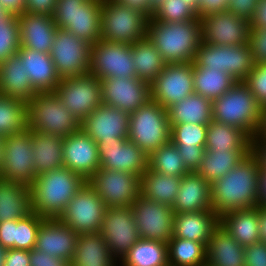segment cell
<instances>
[{"label": "cell", "mask_w": 266, "mask_h": 266, "mask_svg": "<svg viewBox=\"0 0 266 266\" xmlns=\"http://www.w3.org/2000/svg\"><path fill=\"white\" fill-rule=\"evenodd\" d=\"M260 166L250 152L228 174L211 184L212 210L218 217L258 206Z\"/></svg>", "instance_id": "6da1fadb"}, {"label": "cell", "mask_w": 266, "mask_h": 266, "mask_svg": "<svg viewBox=\"0 0 266 266\" xmlns=\"http://www.w3.org/2000/svg\"><path fill=\"white\" fill-rule=\"evenodd\" d=\"M87 181L66 167L39 174L30 185L31 211L43 218H59Z\"/></svg>", "instance_id": "7a4b0ae2"}, {"label": "cell", "mask_w": 266, "mask_h": 266, "mask_svg": "<svg viewBox=\"0 0 266 266\" xmlns=\"http://www.w3.org/2000/svg\"><path fill=\"white\" fill-rule=\"evenodd\" d=\"M147 37L166 64L194 62L202 42L201 19L188 22H162L149 19Z\"/></svg>", "instance_id": "3957f363"}, {"label": "cell", "mask_w": 266, "mask_h": 266, "mask_svg": "<svg viewBox=\"0 0 266 266\" xmlns=\"http://www.w3.org/2000/svg\"><path fill=\"white\" fill-rule=\"evenodd\" d=\"M212 119L240 128L251 138L255 136L261 119V105L243 81L212 101Z\"/></svg>", "instance_id": "277c9868"}, {"label": "cell", "mask_w": 266, "mask_h": 266, "mask_svg": "<svg viewBox=\"0 0 266 266\" xmlns=\"http://www.w3.org/2000/svg\"><path fill=\"white\" fill-rule=\"evenodd\" d=\"M27 129L65 138L81 129V123L54 92H45L27 102Z\"/></svg>", "instance_id": "5b68a950"}, {"label": "cell", "mask_w": 266, "mask_h": 266, "mask_svg": "<svg viewBox=\"0 0 266 266\" xmlns=\"http://www.w3.org/2000/svg\"><path fill=\"white\" fill-rule=\"evenodd\" d=\"M102 0H57L52 14L57 28L89 44L101 39Z\"/></svg>", "instance_id": "8992f818"}, {"label": "cell", "mask_w": 266, "mask_h": 266, "mask_svg": "<svg viewBox=\"0 0 266 266\" xmlns=\"http://www.w3.org/2000/svg\"><path fill=\"white\" fill-rule=\"evenodd\" d=\"M128 139L148 156L170 142L171 126L167 109L154 100L129 114Z\"/></svg>", "instance_id": "52a82bcc"}, {"label": "cell", "mask_w": 266, "mask_h": 266, "mask_svg": "<svg viewBox=\"0 0 266 266\" xmlns=\"http://www.w3.org/2000/svg\"><path fill=\"white\" fill-rule=\"evenodd\" d=\"M149 18L112 0H102L101 39L132 45L147 37Z\"/></svg>", "instance_id": "ba28073f"}, {"label": "cell", "mask_w": 266, "mask_h": 266, "mask_svg": "<svg viewBox=\"0 0 266 266\" xmlns=\"http://www.w3.org/2000/svg\"><path fill=\"white\" fill-rule=\"evenodd\" d=\"M193 64L198 68L222 71L236 81H244L255 62L249 44L222 46L201 42Z\"/></svg>", "instance_id": "9c48e42d"}, {"label": "cell", "mask_w": 266, "mask_h": 266, "mask_svg": "<svg viewBox=\"0 0 266 266\" xmlns=\"http://www.w3.org/2000/svg\"><path fill=\"white\" fill-rule=\"evenodd\" d=\"M107 209L96 191L86 182L68 202L59 220L78 235L98 233Z\"/></svg>", "instance_id": "30bf717a"}, {"label": "cell", "mask_w": 266, "mask_h": 266, "mask_svg": "<svg viewBox=\"0 0 266 266\" xmlns=\"http://www.w3.org/2000/svg\"><path fill=\"white\" fill-rule=\"evenodd\" d=\"M54 93L80 123L102 104L100 79L89 73L62 78Z\"/></svg>", "instance_id": "8fae6325"}, {"label": "cell", "mask_w": 266, "mask_h": 266, "mask_svg": "<svg viewBox=\"0 0 266 266\" xmlns=\"http://www.w3.org/2000/svg\"><path fill=\"white\" fill-rule=\"evenodd\" d=\"M91 46L65 29H56L50 56L60 79L88 74Z\"/></svg>", "instance_id": "7c38bea8"}, {"label": "cell", "mask_w": 266, "mask_h": 266, "mask_svg": "<svg viewBox=\"0 0 266 266\" xmlns=\"http://www.w3.org/2000/svg\"><path fill=\"white\" fill-rule=\"evenodd\" d=\"M87 183L106 207H131L140 196V176L134 173L100 168Z\"/></svg>", "instance_id": "4fadbf2b"}, {"label": "cell", "mask_w": 266, "mask_h": 266, "mask_svg": "<svg viewBox=\"0 0 266 266\" xmlns=\"http://www.w3.org/2000/svg\"><path fill=\"white\" fill-rule=\"evenodd\" d=\"M31 130L4 137L0 179L31 185L38 176L32 161Z\"/></svg>", "instance_id": "5bb4252c"}, {"label": "cell", "mask_w": 266, "mask_h": 266, "mask_svg": "<svg viewBox=\"0 0 266 266\" xmlns=\"http://www.w3.org/2000/svg\"><path fill=\"white\" fill-rule=\"evenodd\" d=\"M89 74L100 80L109 77L134 78L136 72L132 63L131 45L100 39L91 46Z\"/></svg>", "instance_id": "9a60e30c"}, {"label": "cell", "mask_w": 266, "mask_h": 266, "mask_svg": "<svg viewBox=\"0 0 266 266\" xmlns=\"http://www.w3.org/2000/svg\"><path fill=\"white\" fill-rule=\"evenodd\" d=\"M131 209L140 238L168 243L173 236L172 207L140 195Z\"/></svg>", "instance_id": "2e32d148"}, {"label": "cell", "mask_w": 266, "mask_h": 266, "mask_svg": "<svg viewBox=\"0 0 266 266\" xmlns=\"http://www.w3.org/2000/svg\"><path fill=\"white\" fill-rule=\"evenodd\" d=\"M193 62L166 64L150 84L151 99L167 109L194 93Z\"/></svg>", "instance_id": "e0dca14e"}, {"label": "cell", "mask_w": 266, "mask_h": 266, "mask_svg": "<svg viewBox=\"0 0 266 266\" xmlns=\"http://www.w3.org/2000/svg\"><path fill=\"white\" fill-rule=\"evenodd\" d=\"M99 233L118 262L140 239L131 207H108Z\"/></svg>", "instance_id": "ac0fdd59"}, {"label": "cell", "mask_w": 266, "mask_h": 266, "mask_svg": "<svg viewBox=\"0 0 266 266\" xmlns=\"http://www.w3.org/2000/svg\"><path fill=\"white\" fill-rule=\"evenodd\" d=\"M202 42L212 45L248 44L250 21L229 11L201 17Z\"/></svg>", "instance_id": "d6986e66"}, {"label": "cell", "mask_w": 266, "mask_h": 266, "mask_svg": "<svg viewBox=\"0 0 266 266\" xmlns=\"http://www.w3.org/2000/svg\"><path fill=\"white\" fill-rule=\"evenodd\" d=\"M102 103L132 113L151 100L150 85L139 78L100 80Z\"/></svg>", "instance_id": "ffe728a7"}, {"label": "cell", "mask_w": 266, "mask_h": 266, "mask_svg": "<svg viewBox=\"0 0 266 266\" xmlns=\"http://www.w3.org/2000/svg\"><path fill=\"white\" fill-rule=\"evenodd\" d=\"M100 168L134 173L139 176L148 168L149 156L129 139L97 143Z\"/></svg>", "instance_id": "44dd1931"}, {"label": "cell", "mask_w": 266, "mask_h": 266, "mask_svg": "<svg viewBox=\"0 0 266 266\" xmlns=\"http://www.w3.org/2000/svg\"><path fill=\"white\" fill-rule=\"evenodd\" d=\"M129 123V113L102 103L81 122V129L97 144L128 139Z\"/></svg>", "instance_id": "7402d4cb"}, {"label": "cell", "mask_w": 266, "mask_h": 266, "mask_svg": "<svg viewBox=\"0 0 266 266\" xmlns=\"http://www.w3.org/2000/svg\"><path fill=\"white\" fill-rule=\"evenodd\" d=\"M63 164L86 181L100 169L97 144L82 129L64 138Z\"/></svg>", "instance_id": "603a6c76"}, {"label": "cell", "mask_w": 266, "mask_h": 266, "mask_svg": "<svg viewBox=\"0 0 266 266\" xmlns=\"http://www.w3.org/2000/svg\"><path fill=\"white\" fill-rule=\"evenodd\" d=\"M78 234L58 218H45L39 227L35 248L71 263L75 255Z\"/></svg>", "instance_id": "cb8c5ba5"}, {"label": "cell", "mask_w": 266, "mask_h": 266, "mask_svg": "<svg viewBox=\"0 0 266 266\" xmlns=\"http://www.w3.org/2000/svg\"><path fill=\"white\" fill-rule=\"evenodd\" d=\"M17 18L20 25V48L50 54L57 29L53 17L23 12Z\"/></svg>", "instance_id": "d4e9b609"}, {"label": "cell", "mask_w": 266, "mask_h": 266, "mask_svg": "<svg viewBox=\"0 0 266 266\" xmlns=\"http://www.w3.org/2000/svg\"><path fill=\"white\" fill-rule=\"evenodd\" d=\"M17 54L20 56V63H24L26 76L30 78L34 91L54 92L61 79L50 54L28 48H20Z\"/></svg>", "instance_id": "484cf974"}, {"label": "cell", "mask_w": 266, "mask_h": 266, "mask_svg": "<svg viewBox=\"0 0 266 266\" xmlns=\"http://www.w3.org/2000/svg\"><path fill=\"white\" fill-rule=\"evenodd\" d=\"M218 225L219 217L213 210L174 213L172 237L200 242L207 247Z\"/></svg>", "instance_id": "4316f807"}, {"label": "cell", "mask_w": 266, "mask_h": 266, "mask_svg": "<svg viewBox=\"0 0 266 266\" xmlns=\"http://www.w3.org/2000/svg\"><path fill=\"white\" fill-rule=\"evenodd\" d=\"M172 209L174 213L212 210L211 185L197 172L187 173L181 177Z\"/></svg>", "instance_id": "83f0119b"}, {"label": "cell", "mask_w": 266, "mask_h": 266, "mask_svg": "<svg viewBox=\"0 0 266 266\" xmlns=\"http://www.w3.org/2000/svg\"><path fill=\"white\" fill-rule=\"evenodd\" d=\"M219 225L243 247L260 242L259 206L228 212Z\"/></svg>", "instance_id": "f1b7e54d"}, {"label": "cell", "mask_w": 266, "mask_h": 266, "mask_svg": "<svg viewBox=\"0 0 266 266\" xmlns=\"http://www.w3.org/2000/svg\"><path fill=\"white\" fill-rule=\"evenodd\" d=\"M206 266H245L244 247L220 225L211 233Z\"/></svg>", "instance_id": "f546056e"}, {"label": "cell", "mask_w": 266, "mask_h": 266, "mask_svg": "<svg viewBox=\"0 0 266 266\" xmlns=\"http://www.w3.org/2000/svg\"><path fill=\"white\" fill-rule=\"evenodd\" d=\"M36 94L18 54L0 63V95L28 102Z\"/></svg>", "instance_id": "4dcf8cb0"}, {"label": "cell", "mask_w": 266, "mask_h": 266, "mask_svg": "<svg viewBox=\"0 0 266 266\" xmlns=\"http://www.w3.org/2000/svg\"><path fill=\"white\" fill-rule=\"evenodd\" d=\"M118 264L99 232L78 235L70 266H119Z\"/></svg>", "instance_id": "1f68e13d"}, {"label": "cell", "mask_w": 266, "mask_h": 266, "mask_svg": "<svg viewBox=\"0 0 266 266\" xmlns=\"http://www.w3.org/2000/svg\"><path fill=\"white\" fill-rule=\"evenodd\" d=\"M32 161L37 175L63 167V141L61 136L31 130Z\"/></svg>", "instance_id": "d6a6232c"}, {"label": "cell", "mask_w": 266, "mask_h": 266, "mask_svg": "<svg viewBox=\"0 0 266 266\" xmlns=\"http://www.w3.org/2000/svg\"><path fill=\"white\" fill-rule=\"evenodd\" d=\"M31 212L30 186L0 179V222L23 219Z\"/></svg>", "instance_id": "836d02e7"}, {"label": "cell", "mask_w": 266, "mask_h": 266, "mask_svg": "<svg viewBox=\"0 0 266 266\" xmlns=\"http://www.w3.org/2000/svg\"><path fill=\"white\" fill-rule=\"evenodd\" d=\"M212 101L193 93L167 108L170 126L176 124L208 125L212 119Z\"/></svg>", "instance_id": "e575fe53"}, {"label": "cell", "mask_w": 266, "mask_h": 266, "mask_svg": "<svg viewBox=\"0 0 266 266\" xmlns=\"http://www.w3.org/2000/svg\"><path fill=\"white\" fill-rule=\"evenodd\" d=\"M207 151H251V137L240 128L212 120L207 125Z\"/></svg>", "instance_id": "d590c367"}, {"label": "cell", "mask_w": 266, "mask_h": 266, "mask_svg": "<svg viewBox=\"0 0 266 266\" xmlns=\"http://www.w3.org/2000/svg\"><path fill=\"white\" fill-rule=\"evenodd\" d=\"M131 53L136 77L149 85L166 66L162 55L148 37L133 43Z\"/></svg>", "instance_id": "8d00e7d4"}, {"label": "cell", "mask_w": 266, "mask_h": 266, "mask_svg": "<svg viewBox=\"0 0 266 266\" xmlns=\"http://www.w3.org/2000/svg\"><path fill=\"white\" fill-rule=\"evenodd\" d=\"M181 177L156 173L149 168L140 176V195L172 207L179 192Z\"/></svg>", "instance_id": "74e56055"}, {"label": "cell", "mask_w": 266, "mask_h": 266, "mask_svg": "<svg viewBox=\"0 0 266 266\" xmlns=\"http://www.w3.org/2000/svg\"><path fill=\"white\" fill-rule=\"evenodd\" d=\"M119 266H169L167 243L140 238L119 261Z\"/></svg>", "instance_id": "f35d334b"}, {"label": "cell", "mask_w": 266, "mask_h": 266, "mask_svg": "<svg viewBox=\"0 0 266 266\" xmlns=\"http://www.w3.org/2000/svg\"><path fill=\"white\" fill-rule=\"evenodd\" d=\"M250 152L205 150L200 168L196 172L211 185L228 174Z\"/></svg>", "instance_id": "ab89813d"}, {"label": "cell", "mask_w": 266, "mask_h": 266, "mask_svg": "<svg viewBox=\"0 0 266 266\" xmlns=\"http://www.w3.org/2000/svg\"><path fill=\"white\" fill-rule=\"evenodd\" d=\"M193 81L194 93L211 101L229 91L237 82L231 75L225 72L198 68L194 64Z\"/></svg>", "instance_id": "60d3db41"}, {"label": "cell", "mask_w": 266, "mask_h": 266, "mask_svg": "<svg viewBox=\"0 0 266 266\" xmlns=\"http://www.w3.org/2000/svg\"><path fill=\"white\" fill-rule=\"evenodd\" d=\"M167 253L169 266H206L207 248L203 243L172 237Z\"/></svg>", "instance_id": "b9f144b4"}, {"label": "cell", "mask_w": 266, "mask_h": 266, "mask_svg": "<svg viewBox=\"0 0 266 266\" xmlns=\"http://www.w3.org/2000/svg\"><path fill=\"white\" fill-rule=\"evenodd\" d=\"M27 129V102L0 95V136L22 133Z\"/></svg>", "instance_id": "7bdbcfd3"}, {"label": "cell", "mask_w": 266, "mask_h": 266, "mask_svg": "<svg viewBox=\"0 0 266 266\" xmlns=\"http://www.w3.org/2000/svg\"><path fill=\"white\" fill-rule=\"evenodd\" d=\"M148 168L156 173L176 177L189 173L178 148L171 141L149 155Z\"/></svg>", "instance_id": "ee69618b"}, {"label": "cell", "mask_w": 266, "mask_h": 266, "mask_svg": "<svg viewBox=\"0 0 266 266\" xmlns=\"http://www.w3.org/2000/svg\"><path fill=\"white\" fill-rule=\"evenodd\" d=\"M207 125L176 124L171 126L170 141L177 148H205Z\"/></svg>", "instance_id": "f6af8a7d"}, {"label": "cell", "mask_w": 266, "mask_h": 266, "mask_svg": "<svg viewBox=\"0 0 266 266\" xmlns=\"http://www.w3.org/2000/svg\"><path fill=\"white\" fill-rule=\"evenodd\" d=\"M20 49V25L16 14H10L0 24V63Z\"/></svg>", "instance_id": "bcb514c9"}, {"label": "cell", "mask_w": 266, "mask_h": 266, "mask_svg": "<svg viewBox=\"0 0 266 266\" xmlns=\"http://www.w3.org/2000/svg\"><path fill=\"white\" fill-rule=\"evenodd\" d=\"M44 219L31 212L25 218L16 220L15 249L30 251L35 248L38 230Z\"/></svg>", "instance_id": "7dc6e473"}, {"label": "cell", "mask_w": 266, "mask_h": 266, "mask_svg": "<svg viewBox=\"0 0 266 266\" xmlns=\"http://www.w3.org/2000/svg\"><path fill=\"white\" fill-rule=\"evenodd\" d=\"M198 14L184 0H165L153 14L152 20L162 22H188Z\"/></svg>", "instance_id": "c3c4849f"}, {"label": "cell", "mask_w": 266, "mask_h": 266, "mask_svg": "<svg viewBox=\"0 0 266 266\" xmlns=\"http://www.w3.org/2000/svg\"><path fill=\"white\" fill-rule=\"evenodd\" d=\"M256 97L261 107L266 106V64L255 63L253 70L243 81Z\"/></svg>", "instance_id": "681fc988"}, {"label": "cell", "mask_w": 266, "mask_h": 266, "mask_svg": "<svg viewBox=\"0 0 266 266\" xmlns=\"http://www.w3.org/2000/svg\"><path fill=\"white\" fill-rule=\"evenodd\" d=\"M248 44L255 63L266 64V28L250 29Z\"/></svg>", "instance_id": "f907efd6"}, {"label": "cell", "mask_w": 266, "mask_h": 266, "mask_svg": "<svg viewBox=\"0 0 266 266\" xmlns=\"http://www.w3.org/2000/svg\"><path fill=\"white\" fill-rule=\"evenodd\" d=\"M245 266H266V243L257 242L244 247Z\"/></svg>", "instance_id": "816d5d0a"}, {"label": "cell", "mask_w": 266, "mask_h": 266, "mask_svg": "<svg viewBox=\"0 0 266 266\" xmlns=\"http://www.w3.org/2000/svg\"><path fill=\"white\" fill-rule=\"evenodd\" d=\"M259 1L260 0H229L227 11L250 21Z\"/></svg>", "instance_id": "f5cc1de1"}, {"label": "cell", "mask_w": 266, "mask_h": 266, "mask_svg": "<svg viewBox=\"0 0 266 266\" xmlns=\"http://www.w3.org/2000/svg\"><path fill=\"white\" fill-rule=\"evenodd\" d=\"M29 254L30 266H70L66 259L48 255L36 248L31 249Z\"/></svg>", "instance_id": "db71d44e"}, {"label": "cell", "mask_w": 266, "mask_h": 266, "mask_svg": "<svg viewBox=\"0 0 266 266\" xmlns=\"http://www.w3.org/2000/svg\"><path fill=\"white\" fill-rule=\"evenodd\" d=\"M178 151L189 172H196L200 168L205 148H178Z\"/></svg>", "instance_id": "11a10c76"}, {"label": "cell", "mask_w": 266, "mask_h": 266, "mask_svg": "<svg viewBox=\"0 0 266 266\" xmlns=\"http://www.w3.org/2000/svg\"><path fill=\"white\" fill-rule=\"evenodd\" d=\"M16 219L0 222V245L4 249H15Z\"/></svg>", "instance_id": "9f6ffc18"}, {"label": "cell", "mask_w": 266, "mask_h": 266, "mask_svg": "<svg viewBox=\"0 0 266 266\" xmlns=\"http://www.w3.org/2000/svg\"><path fill=\"white\" fill-rule=\"evenodd\" d=\"M57 0H25L24 12L52 16Z\"/></svg>", "instance_id": "6f0895ef"}, {"label": "cell", "mask_w": 266, "mask_h": 266, "mask_svg": "<svg viewBox=\"0 0 266 266\" xmlns=\"http://www.w3.org/2000/svg\"><path fill=\"white\" fill-rule=\"evenodd\" d=\"M4 266H30V254L27 250L8 249Z\"/></svg>", "instance_id": "680465c9"}, {"label": "cell", "mask_w": 266, "mask_h": 266, "mask_svg": "<svg viewBox=\"0 0 266 266\" xmlns=\"http://www.w3.org/2000/svg\"><path fill=\"white\" fill-rule=\"evenodd\" d=\"M229 0H200L199 1V18L227 11Z\"/></svg>", "instance_id": "91938a15"}, {"label": "cell", "mask_w": 266, "mask_h": 266, "mask_svg": "<svg viewBox=\"0 0 266 266\" xmlns=\"http://www.w3.org/2000/svg\"><path fill=\"white\" fill-rule=\"evenodd\" d=\"M251 153L257 158L260 170H266V140L256 135L251 138Z\"/></svg>", "instance_id": "94428289"}, {"label": "cell", "mask_w": 266, "mask_h": 266, "mask_svg": "<svg viewBox=\"0 0 266 266\" xmlns=\"http://www.w3.org/2000/svg\"><path fill=\"white\" fill-rule=\"evenodd\" d=\"M266 28V0H260L253 17L250 20V29Z\"/></svg>", "instance_id": "6125c7cd"}, {"label": "cell", "mask_w": 266, "mask_h": 266, "mask_svg": "<svg viewBox=\"0 0 266 266\" xmlns=\"http://www.w3.org/2000/svg\"><path fill=\"white\" fill-rule=\"evenodd\" d=\"M112 1L121 5H125L130 9L141 11L149 19H151L150 0H112Z\"/></svg>", "instance_id": "be15d7a7"}, {"label": "cell", "mask_w": 266, "mask_h": 266, "mask_svg": "<svg viewBox=\"0 0 266 266\" xmlns=\"http://www.w3.org/2000/svg\"><path fill=\"white\" fill-rule=\"evenodd\" d=\"M0 5L10 14H20L24 12L25 0H0Z\"/></svg>", "instance_id": "e7e4bbea"}, {"label": "cell", "mask_w": 266, "mask_h": 266, "mask_svg": "<svg viewBox=\"0 0 266 266\" xmlns=\"http://www.w3.org/2000/svg\"><path fill=\"white\" fill-rule=\"evenodd\" d=\"M258 206L266 207V170L259 172Z\"/></svg>", "instance_id": "03108f58"}, {"label": "cell", "mask_w": 266, "mask_h": 266, "mask_svg": "<svg viewBox=\"0 0 266 266\" xmlns=\"http://www.w3.org/2000/svg\"><path fill=\"white\" fill-rule=\"evenodd\" d=\"M260 241L266 243V207L259 206Z\"/></svg>", "instance_id": "003e7915"}, {"label": "cell", "mask_w": 266, "mask_h": 266, "mask_svg": "<svg viewBox=\"0 0 266 266\" xmlns=\"http://www.w3.org/2000/svg\"><path fill=\"white\" fill-rule=\"evenodd\" d=\"M255 135L262 140H266V106L261 108V119Z\"/></svg>", "instance_id": "a7ac6f4b"}, {"label": "cell", "mask_w": 266, "mask_h": 266, "mask_svg": "<svg viewBox=\"0 0 266 266\" xmlns=\"http://www.w3.org/2000/svg\"><path fill=\"white\" fill-rule=\"evenodd\" d=\"M165 0H150L151 19L153 14L161 7Z\"/></svg>", "instance_id": "89a4df30"}, {"label": "cell", "mask_w": 266, "mask_h": 266, "mask_svg": "<svg viewBox=\"0 0 266 266\" xmlns=\"http://www.w3.org/2000/svg\"><path fill=\"white\" fill-rule=\"evenodd\" d=\"M186 2V6L191 7L199 17V1L200 0H184Z\"/></svg>", "instance_id": "2644e50d"}, {"label": "cell", "mask_w": 266, "mask_h": 266, "mask_svg": "<svg viewBox=\"0 0 266 266\" xmlns=\"http://www.w3.org/2000/svg\"><path fill=\"white\" fill-rule=\"evenodd\" d=\"M3 154H4V137L0 136V170L3 163Z\"/></svg>", "instance_id": "8c879c8a"}, {"label": "cell", "mask_w": 266, "mask_h": 266, "mask_svg": "<svg viewBox=\"0 0 266 266\" xmlns=\"http://www.w3.org/2000/svg\"><path fill=\"white\" fill-rule=\"evenodd\" d=\"M9 15L10 13L0 5V24L1 21L6 19Z\"/></svg>", "instance_id": "753ad0ef"}, {"label": "cell", "mask_w": 266, "mask_h": 266, "mask_svg": "<svg viewBox=\"0 0 266 266\" xmlns=\"http://www.w3.org/2000/svg\"><path fill=\"white\" fill-rule=\"evenodd\" d=\"M6 252H7V249H4L0 245V266H4V260H5Z\"/></svg>", "instance_id": "34e18365"}]
</instances>
